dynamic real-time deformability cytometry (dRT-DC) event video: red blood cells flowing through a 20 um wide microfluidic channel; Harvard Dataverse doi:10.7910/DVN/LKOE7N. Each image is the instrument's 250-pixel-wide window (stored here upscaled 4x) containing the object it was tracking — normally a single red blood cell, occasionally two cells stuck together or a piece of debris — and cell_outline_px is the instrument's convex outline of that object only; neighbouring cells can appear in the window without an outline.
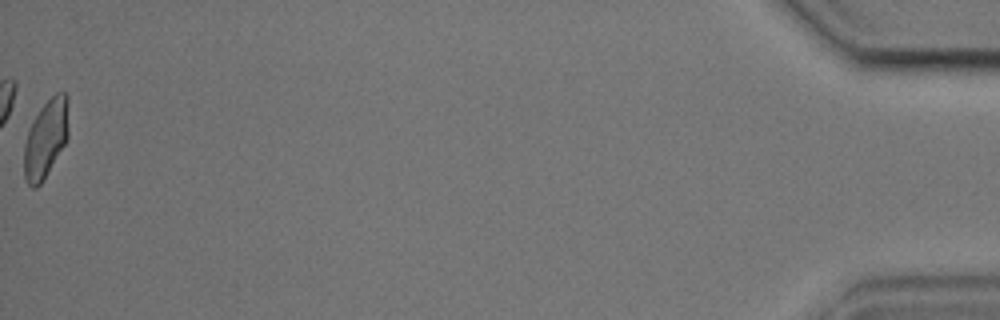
{"species": "common noctule bat (a hibernating species)", "species_latin": "Nyctalus noctula", "temperature_condition": "cold", "stored_images_in_passage": 43, "camera_frame_rate_fps": 3000, "um_per_image_px": 0.085, "animal": {"sex": "male", "body_mass_g": 17.9, "forearm_length_mm": 54.2}, "frame": {"image": 1, "passage_image": 43, "time_ms": 14.0, "image_size_px": [1000, 320], "cell_outline_px": [[68, 136], [64, 144], [40, 184], [36, 188], [32, 188], [24, 180], [24, 144], [28, 132], [40, 108], [56, 92], [64, 92], [68, 96]], "centroid_in_image_um": [3.89, 11.78], "position_along_channel_um": 431.3, "area_um2": 19.94}, "authors_computed_cell_mechanics": {"area_um2": 20.6346, "velocity_mm_per_s": 3.648, "shape_relaxation_time_tau1_ms": 3.6403, "shape_relaxation_time_tau2_ms": 1.3265, "deformation_change_tau1": 0.1087, "deformation_change_tau2": 0.0594}}